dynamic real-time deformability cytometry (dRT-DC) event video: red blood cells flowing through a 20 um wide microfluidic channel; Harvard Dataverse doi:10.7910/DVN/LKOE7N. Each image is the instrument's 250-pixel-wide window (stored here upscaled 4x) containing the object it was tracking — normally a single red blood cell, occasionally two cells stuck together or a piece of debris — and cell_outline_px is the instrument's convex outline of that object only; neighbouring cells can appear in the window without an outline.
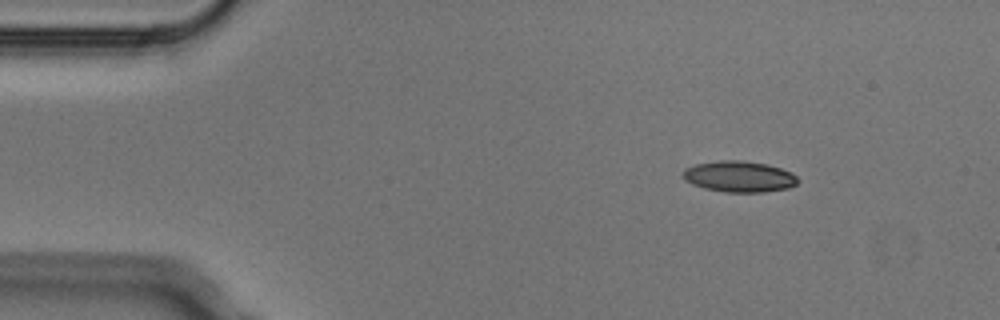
{"species": "Egyptian fruit bat (a non-hibernating species)", "species_latin": "Rousettus aegyptiacus", "temperature_condition": "cold", "stored_images_in_passage": 4, "camera_frame_rate_fps": 3000, "um_per_image_px": 0.085, "animal": {"sex": "male"}, "frame": {"image": 1, "passage_image": 1, "time_ms": 0.0, "image_size_px": [1000, 320], "cell_outline_px": [[800, 180], [796, 184], [788, 188], [764, 192], [724, 192], [704, 188], [692, 184], [684, 180], [680, 176], [684, 168], [696, 164], [720, 160], [744, 160], [768, 164], [792, 172]], "centroid_in_image_um": [62.81, 15.0], "position_along_channel_um": 22.2, "area_um2": 21.1}}
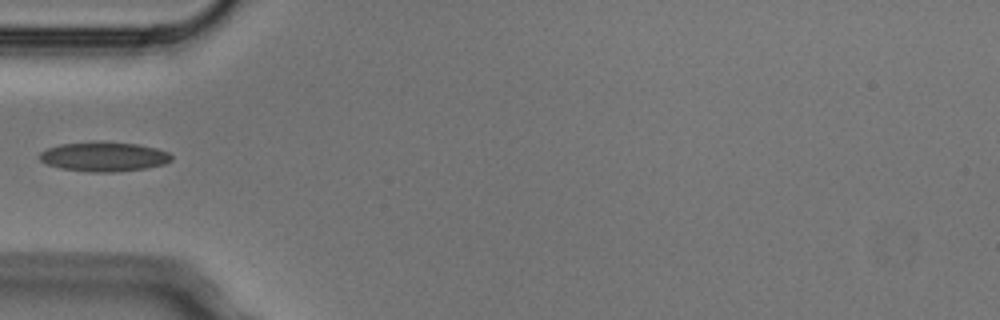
{"frame": {"image": 2, "passage_image": 4, "time_ms": 1.0, "image_size_px": [1000, 320], "cell_outline_px": [[172, 160], [164, 164], [144, 168], [112, 172], [92, 172], [60, 168], [48, 164], [40, 160], [40, 152], [48, 148], [60, 144], [92, 140], [100, 140], [136, 144], [156, 148], [168, 152], [172, 156]], "centroid_in_image_um": [8.82, 13.29], "position_along_channel_um": 76.2, "area_um2": 22.83}}